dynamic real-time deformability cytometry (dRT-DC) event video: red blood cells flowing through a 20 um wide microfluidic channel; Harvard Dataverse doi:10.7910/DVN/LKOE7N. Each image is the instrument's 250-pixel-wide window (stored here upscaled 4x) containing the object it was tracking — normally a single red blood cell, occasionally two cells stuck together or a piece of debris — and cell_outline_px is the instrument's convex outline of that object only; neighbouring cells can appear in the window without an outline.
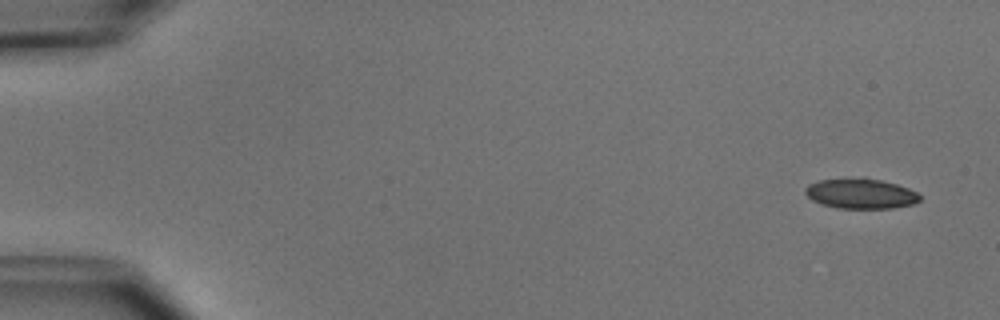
{"species": "common noctule bat (a hibernating species)", "species_latin": "Nyctalus noctula", "temperature_condition": "cold", "stored_images_in_passage": 6, "camera_frame_rate_fps": 3000, "um_per_image_px": 0.085, "animal": {"sex": "male", "body_mass_g": 15.6}, "frame": {"image": 1, "passage_image": 1, "time_ms": 0.0, "image_size_px": [1000, 320], "cell_outline_px": [[920, 200], [916, 204], [892, 208], [836, 208], [820, 204], [812, 200], [804, 192], [804, 188], [808, 184], [820, 180], [864, 176], [896, 184], [908, 188], [916, 192], [920, 196]], "centroid_in_image_um": [73.14, 16.44], "position_along_channel_um": 11.9, "area_um2": 20.46}}
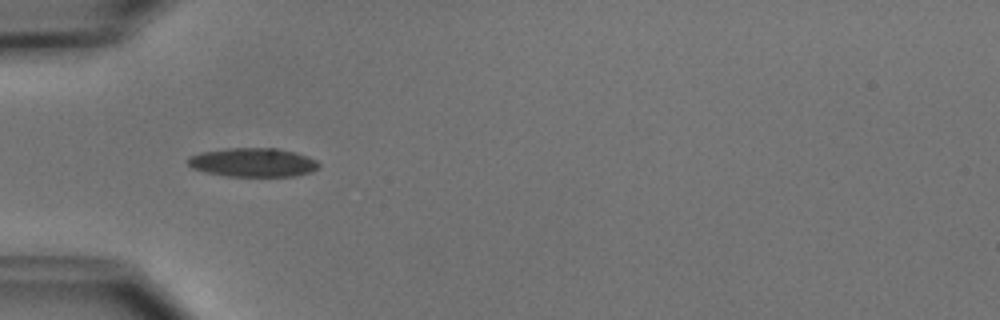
{"frame": {"image": 2, "passage_image": 5, "time_ms": 4.667, "image_size_px": [1000, 320], "cell_outline_px": [[320, 168], [312, 172], [296, 176], [224, 176], [204, 172], [192, 168], [188, 164], [188, 156], [200, 152], [228, 148], [276, 148], [296, 152], [308, 156], [316, 160], [320, 164]], "centroid_in_image_um": [21.52, 13.81], "position_along_channel_um": 63.5, "area_um2": 22.31}}